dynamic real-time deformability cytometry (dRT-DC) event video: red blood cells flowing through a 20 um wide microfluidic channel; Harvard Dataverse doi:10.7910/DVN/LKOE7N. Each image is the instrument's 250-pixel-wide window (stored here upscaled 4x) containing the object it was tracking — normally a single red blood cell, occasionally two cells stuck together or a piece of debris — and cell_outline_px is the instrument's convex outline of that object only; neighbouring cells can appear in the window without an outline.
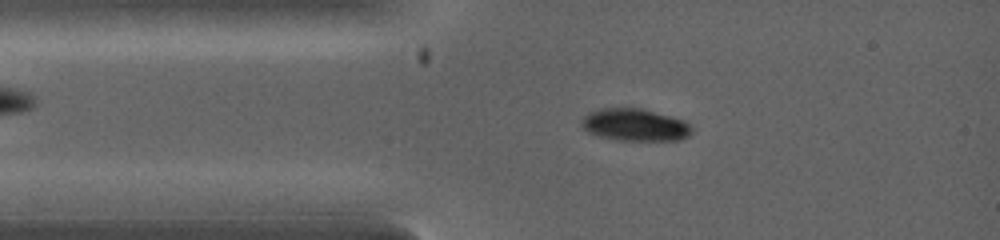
{"species": "common noctule bat (a hibernating species)", "species_latin": "Nyctalus noctula", "temperature_condition": "warm", "stored_images_in_passage": 31, "camera_frame_rate_fps": 5000, "um_per_image_px": 0.085, "animal": {"sex": "female", "body_mass_g": 19.0, "forearm_length_mm": 53.3}, "frame": {"image": 1, "passage_image": 4, "time_ms": 1.0, "image_size_px": [1000, 240], "cell_outline_px": [[692, 132], [688, 136], [680, 140], [616, 140], [600, 136], [588, 132], [580, 124], [584, 116], [588, 112], [600, 108], [640, 108], [684, 120], [692, 128]], "centroid_in_image_um": [53.95, 10.61], "position_along_channel_um": 31.0, "area_um2": 20.63}}
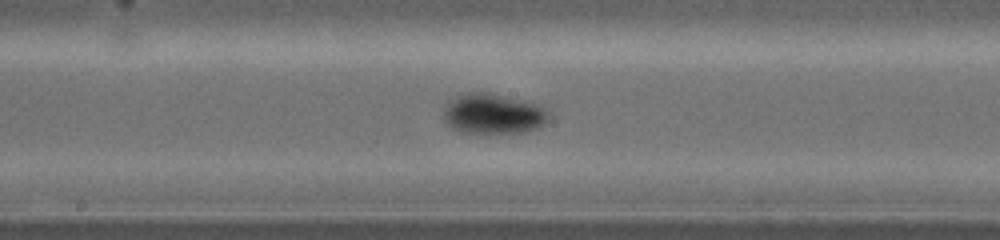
{"frame": {"image": 2, "passage_image": 13, "time_ms": 4.2, "image_size_px": [1000, 240], "cell_outline_px": [[552, 120], [536, 128], [524, 132], [488, 136], [484, 136], [460, 132], [452, 128], [444, 120], [444, 108], [448, 100], [456, 96], [468, 92], [492, 92], [524, 100], [536, 104], [552, 112]], "centroid_in_image_um": [41.95, 9.71], "position_along_channel_um": 206.3, "area_um2": 26.01}}
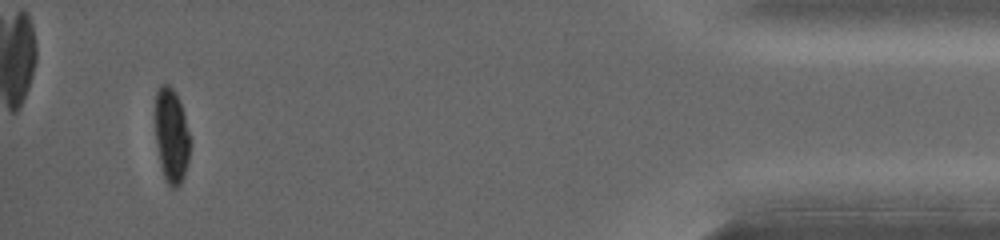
{"frame": {"image": 3, "passage_image": 28, "time_ms": 9.2, "image_size_px": [1000, 240], "cell_outline_px": [[188, 164], [184, 176], [180, 184], [176, 188], [172, 188], [168, 184], [164, 176], [160, 164], [156, 144], [156, 92], [160, 84], [168, 84], [176, 92], [180, 100], [188, 132]], "centroid_in_image_um": [14.56, 11.52], "position_along_channel_um": 420.6, "area_um2": 18.9}}